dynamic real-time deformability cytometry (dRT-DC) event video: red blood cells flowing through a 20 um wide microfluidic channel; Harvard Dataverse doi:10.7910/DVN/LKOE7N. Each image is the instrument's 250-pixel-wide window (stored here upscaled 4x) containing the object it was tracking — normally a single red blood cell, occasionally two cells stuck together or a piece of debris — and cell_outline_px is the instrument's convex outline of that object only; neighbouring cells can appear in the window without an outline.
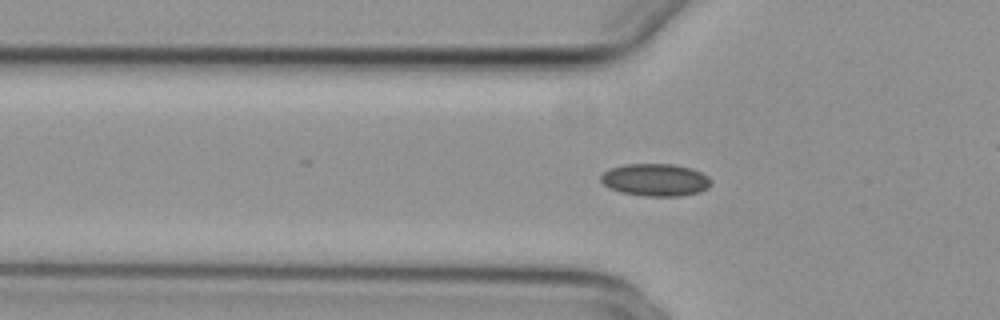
{"species": "common noctule bat (a hibernating species)", "species_latin": "Nyctalus noctula", "temperature_condition": "cold", "stored_images_in_passage": 37, "camera_frame_rate_fps": 3000, "um_per_image_px": 0.085, "animal": {"sex": "female", "body_mass_g": 29.2, "forearm_length_mm": 56.3}, "frame": {"image": 1, "passage_image": 8, "time_ms": 2.333, "image_size_px": [1000, 320], "cell_outline_px": [[712, 184], [708, 188], [700, 192], [680, 196], [644, 196], [620, 192], [604, 184], [600, 180], [600, 176], [608, 168], [624, 164], [672, 164], [692, 168], [708, 176], [712, 180]], "centroid_in_image_um": [55.73, 15.28], "position_along_channel_um": 70.1, "area_um2": 20.98}}
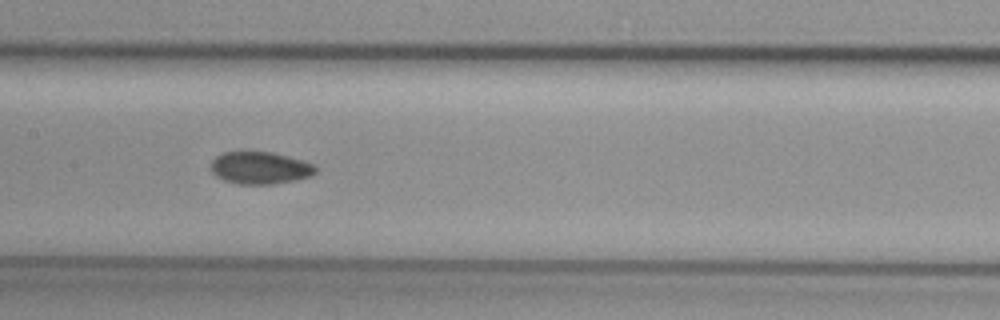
{"frame": {"image": 2, "passage_image": 17, "time_ms": 5.333, "image_size_px": [1000, 320], "cell_outline_px": [[316, 172], [308, 176], [292, 180], [272, 184], [240, 184], [224, 180], [216, 176], [212, 172], [212, 160], [216, 156], [224, 152], [272, 152], [288, 156], [316, 164]], "centroid_in_image_um": [22.1, 14.26], "position_along_channel_um": 185.3, "area_um2": 19.48}}
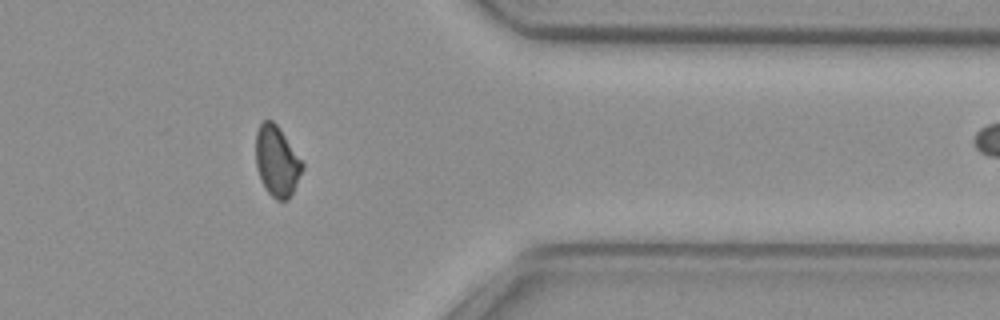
{"frame": {"image": 3, "passage_image": 34, "time_ms": 11.0, "image_size_px": [1000, 320], "cell_outline_px": [[304, 168], [288, 200], [276, 200], [264, 188], [260, 180], [256, 168], [256, 132], [260, 124], [264, 120], [272, 120], [276, 124], [304, 164]], "centroid_in_image_um": [23.51, 13.72], "position_along_channel_um": 387.9, "area_um2": 18.96}}